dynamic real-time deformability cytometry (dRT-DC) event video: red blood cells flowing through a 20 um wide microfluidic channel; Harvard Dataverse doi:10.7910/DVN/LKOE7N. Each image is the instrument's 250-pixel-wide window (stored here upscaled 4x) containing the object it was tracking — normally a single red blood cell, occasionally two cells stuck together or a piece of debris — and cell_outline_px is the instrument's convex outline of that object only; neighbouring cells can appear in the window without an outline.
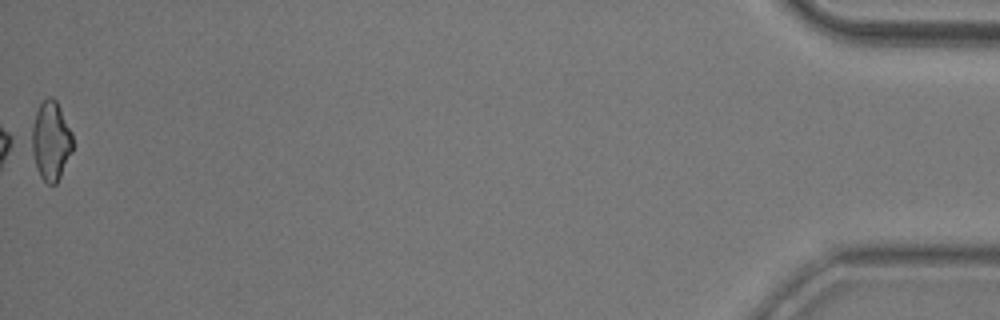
{"species": "common noctule bat (a hibernating species)", "species_latin": "Nyctalus noctula", "temperature_condition": "room temperature", "stored_images_in_passage": 37, "camera_frame_rate_fps": 3000, "um_per_image_px": 0.085, "animal": {"sex": "male", "body_mass_g": 20.5, "forearm_length_mm": 52.5}, "frame": {"image": 1, "passage_image": 37, "time_ms": 12.0, "image_size_px": [1000, 320], "cell_outline_px": [[72, 152], [56, 184], [48, 184], [40, 176], [36, 168], [24, 140], [24, 136], [40, 104], [48, 96], [52, 96], [56, 100], [72, 132]], "centroid_in_image_um": [4.2, 11.95], "position_along_channel_um": 431.0, "area_um2": 20.11}, "authors_computed_cell_mechanics": {"area_um2": 18.4382, "velocity_mm_per_s": 3.8381, "shape_relaxation_time_tau1_ms": null, "shape_relaxation_time_tau2_ms": 2.3921, "deformation_change_tau1": null, "deformation_change_tau2": 0.098}}